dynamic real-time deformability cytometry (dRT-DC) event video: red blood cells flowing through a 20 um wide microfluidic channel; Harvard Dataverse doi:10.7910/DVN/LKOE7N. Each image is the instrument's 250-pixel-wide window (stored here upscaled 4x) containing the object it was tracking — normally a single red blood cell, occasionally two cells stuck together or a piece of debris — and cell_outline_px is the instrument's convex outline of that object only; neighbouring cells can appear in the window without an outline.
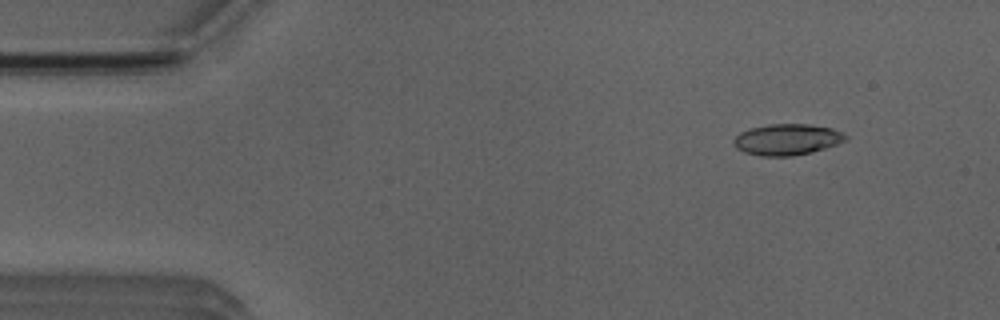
{"species": "Egyptian fruit bat (a non-hibernating species)", "species_latin": "Rousettus aegyptiacus", "temperature_condition": "room temperature", "stored_images_in_passage": 6, "camera_frame_rate_fps": 3000, "um_per_image_px": 0.085, "animal": {"sex": "male"}, "frame": {"image": 1, "passage_image": 2, "time_ms": 1.333, "image_size_px": [1000, 320], "cell_outline_px": [[848, 140], [824, 148], [792, 156], [760, 156], [744, 152], [736, 148], [732, 144], [732, 140], [740, 132], [752, 128], [768, 124], [808, 124], [832, 128], [844, 132], [848, 136]], "centroid_in_image_um": [66.89, 11.85], "position_along_channel_um": 18.1, "area_um2": 20.35}}